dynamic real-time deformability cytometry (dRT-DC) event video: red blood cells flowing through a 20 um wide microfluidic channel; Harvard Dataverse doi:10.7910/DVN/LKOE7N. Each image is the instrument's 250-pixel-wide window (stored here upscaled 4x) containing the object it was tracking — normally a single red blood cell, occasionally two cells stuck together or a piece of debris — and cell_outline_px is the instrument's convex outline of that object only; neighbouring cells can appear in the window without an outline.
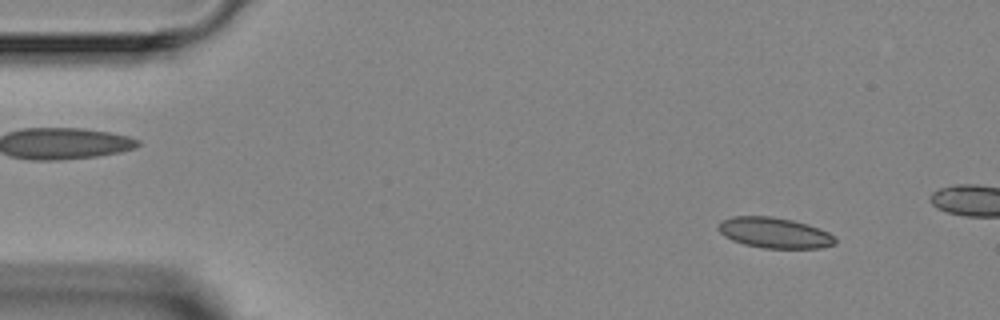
{"species": "Egyptian fruit bat (a non-hibernating species)", "species_latin": "Rousettus aegyptiacus", "temperature_condition": "room temperature", "stored_images_in_passage": 4, "camera_frame_rate_fps": 3000, "um_per_image_px": 0.085, "animal": {"sex": "female"}, "frame": {"image": 1, "passage_image": 2, "time_ms": 1.667, "image_size_px": [1000, 320], "cell_outline_px": [[836, 244], [820, 248], [764, 248], [744, 244], [732, 240], [724, 236], [716, 228], [720, 220], [732, 216], [772, 216], [792, 220], [808, 224], [828, 232], [836, 240]], "centroid_in_image_um": [65.79, 19.78], "position_along_channel_um": 19.2, "area_um2": 20.92}}